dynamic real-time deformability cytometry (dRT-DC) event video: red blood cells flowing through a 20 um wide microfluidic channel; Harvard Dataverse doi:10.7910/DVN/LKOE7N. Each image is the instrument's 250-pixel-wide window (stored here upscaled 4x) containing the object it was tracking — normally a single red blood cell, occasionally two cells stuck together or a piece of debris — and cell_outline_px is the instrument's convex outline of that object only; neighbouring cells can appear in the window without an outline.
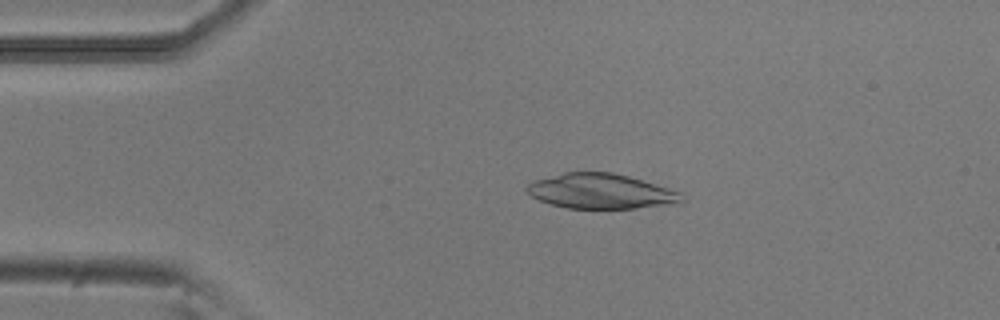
{"species": "common noctule bat (a hibernating species)", "species_latin": "Nyctalus noctula", "temperature_condition": "room temperature", "stored_images_in_passage": 51, "camera_frame_rate_fps": 3000, "um_per_image_px": 0.085, "animal": {"sex": "male", "body_mass_g": 20.5, "forearm_length_mm": 52.5}, "frame": {"image": 1, "passage_image": 10, "time_ms": 3.0, "image_size_px": [1000, 320], "cell_outline_px": [[684, 200], [680, 204], [636, 208], [568, 208], [552, 204], [540, 200], [532, 196], [524, 188], [532, 180], [564, 172], [612, 172], [628, 176], [680, 192]], "centroid_in_image_um": [51.07, 16.26], "position_along_channel_um": 33.9, "area_um2": 31.5}}
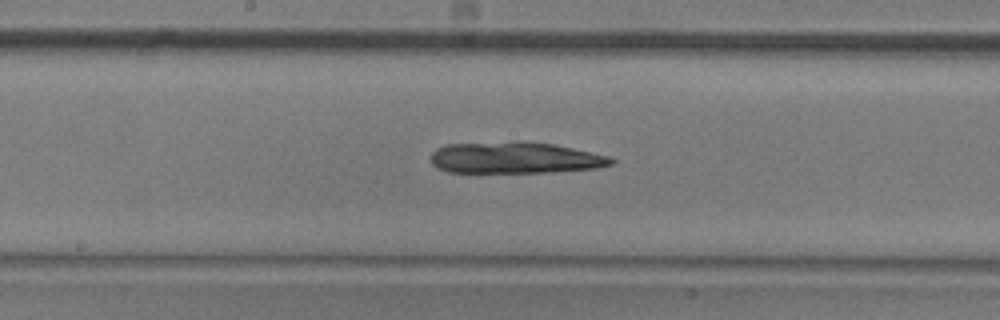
{"frame": {"image": 2, "passage_image": 26, "time_ms": 8.333, "image_size_px": [1000, 320], "cell_outline_px": [[616, 160], [612, 164], [596, 168], [552, 172], [448, 172], [436, 168], [432, 164], [432, 152], [436, 148], [448, 144], [516, 140], [552, 144], [572, 148], [608, 156]], "centroid_in_image_um": [43.74, 13.4], "position_along_channel_um": 204.5, "area_um2": 33.23}}
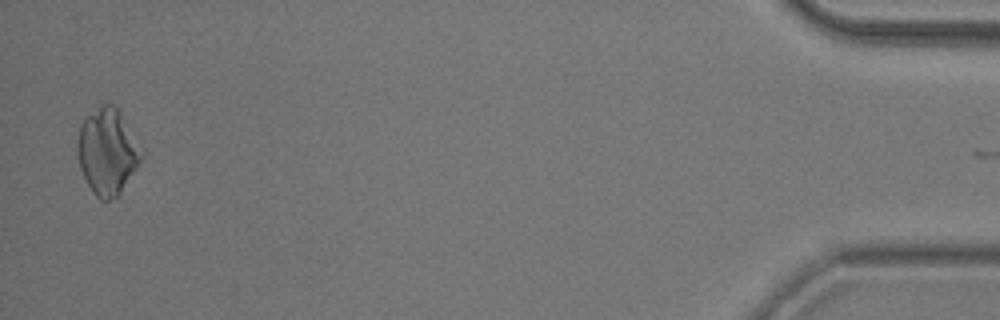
{"frame": {"image": 3, "passage_image": 50, "time_ms": 16.333, "image_size_px": [1000, 320], "cell_outline_px": [[144, 156], [120, 196], [108, 200], [100, 200], [92, 192], [80, 168], [76, 156], [76, 144], [80, 124], [100, 104], [112, 104], [120, 112]], "centroid_in_image_um": [9.1, 12.93], "position_along_channel_um": 426.1, "area_um2": 32.02}}